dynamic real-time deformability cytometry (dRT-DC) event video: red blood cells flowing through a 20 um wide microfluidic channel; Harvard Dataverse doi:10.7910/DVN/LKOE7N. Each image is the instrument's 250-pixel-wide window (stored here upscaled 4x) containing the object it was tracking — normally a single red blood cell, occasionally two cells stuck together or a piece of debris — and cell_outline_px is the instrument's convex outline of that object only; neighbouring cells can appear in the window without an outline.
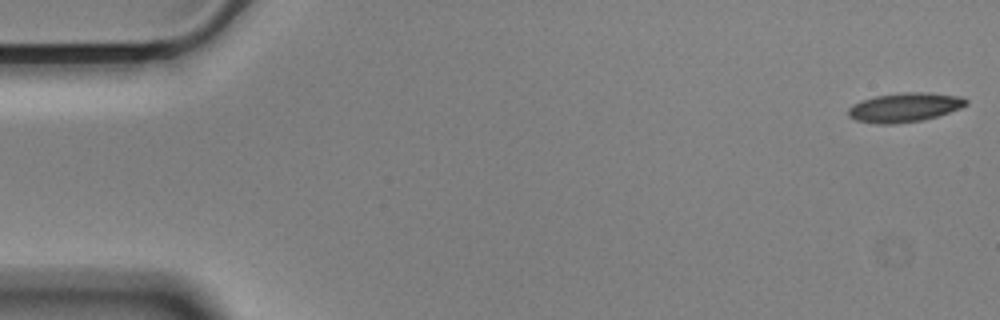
{"species": "Egyptian fruit bat (a non-hibernating species)", "species_latin": "Rousettus aegyptiacus", "temperature_condition": "cold", "stored_images_in_passage": 56, "camera_frame_rate_fps": 3000, "um_per_image_px": 0.085, "animal": {"sex": "male"}, "frame": {"image": 1, "passage_image": 1, "time_ms": 0.0, "image_size_px": [1000, 320], "cell_outline_px": [[968, 104], [960, 108], [936, 116], [920, 120], [892, 124], [876, 124], [856, 120], [848, 116], [848, 108], [852, 104], [860, 100], [876, 96], [904, 92], [924, 92], [960, 96], [968, 100]], "centroid_in_image_um": [76.85, 9.12], "position_along_channel_um": 8.1, "area_um2": 19.94}}
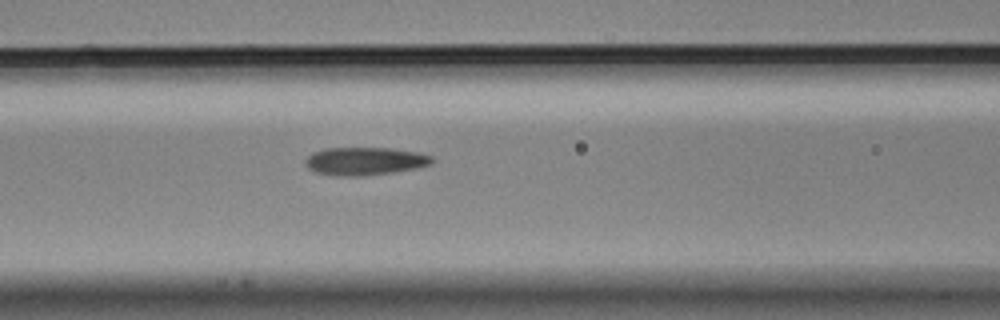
{"frame": {"image": 2, "passage_image": 23, "time_ms": 7.333, "image_size_px": [1000, 320], "cell_outline_px": [[432, 164], [420, 168], [396, 172], [364, 176], [336, 176], [316, 172], [308, 168], [308, 156], [316, 152], [328, 148], [388, 148], [416, 152], [432, 156]], "centroid_in_image_um": [31.09, 13.71], "position_along_channel_um": 135.5, "area_um2": 20.46}}
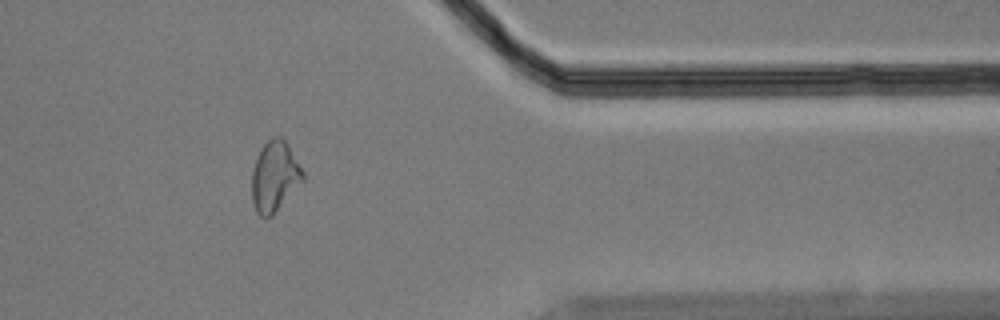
{"frame": {"image": 3, "passage_image": 46, "time_ms": 15.0, "image_size_px": [1000, 320], "cell_outline_px": [[304, 180], [272, 216], [260, 216], [256, 212], [252, 200], [252, 168], [256, 156], [260, 148], [272, 136], [280, 136], [288, 144], [304, 172]], "centroid_in_image_um": [23.34, 14.97], "position_along_channel_um": 388.1, "area_um2": 21.04}, "authors_computed_cell_mechanics": {"area_um2": 20.2589, "velocity_mm_per_s": 3.5366, "shape_relaxation_time_tau1_ms": 8.9691, "shape_relaxation_time_tau2_ms": 1.6704, "deformation_change_tau1": 0.1837, "deformation_change_tau2": 0.0916}}